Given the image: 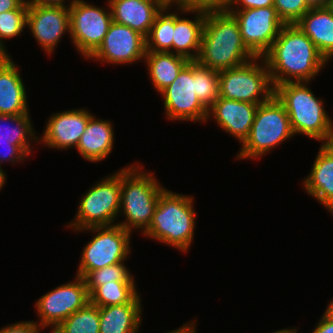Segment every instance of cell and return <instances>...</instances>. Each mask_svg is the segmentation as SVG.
<instances>
[{"label":"cell","mask_w":333,"mask_h":333,"mask_svg":"<svg viewBox=\"0 0 333 333\" xmlns=\"http://www.w3.org/2000/svg\"><path fill=\"white\" fill-rule=\"evenodd\" d=\"M114 134L110 121L97 119L93 115L81 135L76 150L84 159L99 163L111 154L114 147Z\"/></svg>","instance_id":"obj_22"},{"label":"cell","mask_w":333,"mask_h":333,"mask_svg":"<svg viewBox=\"0 0 333 333\" xmlns=\"http://www.w3.org/2000/svg\"><path fill=\"white\" fill-rule=\"evenodd\" d=\"M262 57L273 87L286 82H311L328 64L312 40L296 24H285Z\"/></svg>","instance_id":"obj_1"},{"label":"cell","mask_w":333,"mask_h":333,"mask_svg":"<svg viewBox=\"0 0 333 333\" xmlns=\"http://www.w3.org/2000/svg\"><path fill=\"white\" fill-rule=\"evenodd\" d=\"M75 276L74 280L52 289L35 302L39 321L34 322L40 328L51 327V330H54L66 318L90 302L84 278Z\"/></svg>","instance_id":"obj_11"},{"label":"cell","mask_w":333,"mask_h":333,"mask_svg":"<svg viewBox=\"0 0 333 333\" xmlns=\"http://www.w3.org/2000/svg\"><path fill=\"white\" fill-rule=\"evenodd\" d=\"M314 5L311 0H274L273 7L285 24H295Z\"/></svg>","instance_id":"obj_33"},{"label":"cell","mask_w":333,"mask_h":333,"mask_svg":"<svg viewBox=\"0 0 333 333\" xmlns=\"http://www.w3.org/2000/svg\"><path fill=\"white\" fill-rule=\"evenodd\" d=\"M274 0H231L227 10H244L250 8L269 7Z\"/></svg>","instance_id":"obj_37"},{"label":"cell","mask_w":333,"mask_h":333,"mask_svg":"<svg viewBox=\"0 0 333 333\" xmlns=\"http://www.w3.org/2000/svg\"><path fill=\"white\" fill-rule=\"evenodd\" d=\"M327 7L333 12V0H328L326 3Z\"/></svg>","instance_id":"obj_47"},{"label":"cell","mask_w":333,"mask_h":333,"mask_svg":"<svg viewBox=\"0 0 333 333\" xmlns=\"http://www.w3.org/2000/svg\"><path fill=\"white\" fill-rule=\"evenodd\" d=\"M295 24L312 40L327 62H330L333 58V12L327 5L312 6Z\"/></svg>","instance_id":"obj_21"},{"label":"cell","mask_w":333,"mask_h":333,"mask_svg":"<svg viewBox=\"0 0 333 333\" xmlns=\"http://www.w3.org/2000/svg\"><path fill=\"white\" fill-rule=\"evenodd\" d=\"M226 11L238 21L242 40L256 57H262L271 48L285 25L273 6Z\"/></svg>","instance_id":"obj_13"},{"label":"cell","mask_w":333,"mask_h":333,"mask_svg":"<svg viewBox=\"0 0 333 333\" xmlns=\"http://www.w3.org/2000/svg\"><path fill=\"white\" fill-rule=\"evenodd\" d=\"M7 176L5 171H3L2 167H0V190L5 186Z\"/></svg>","instance_id":"obj_44"},{"label":"cell","mask_w":333,"mask_h":333,"mask_svg":"<svg viewBox=\"0 0 333 333\" xmlns=\"http://www.w3.org/2000/svg\"><path fill=\"white\" fill-rule=\"evenodd\" d=\"M312 333H333V320L323 313Z\"/></svg>","instance_id":"obj_38"},{"label":"cell","mask_w":333,"mask_h":333,"mask_svg":"<svg viewBox=\"0 0 333 333\" xmlns=\"http://www.w3.org/2000/svg\"><path fill=\"white\" fill-rule=\"evenodd\" d=\"M327 144L333 149V133L329 137V140L327 141Z\"/></svg>","instance_id":"obj_48"},{"label":"cell","mask_w":333,"mask_h":333,"mask_svg":"<svg viewBox=\"0 0 333 333\" xmlns=\"http://www.w3.org/2000/svg\"><path fill=\"white\" fill-rule=\"evenodd\" d=\"M27 0H0V13L19 9Z\"/></svg>","instance_id":"obj_39"},{"label":"cell","mask_w":333,"mask_h":333,"mask_svg":"<svg viewBox=\"0 0 333 333\" xmlns=\"http://www.w3.org/2000/svg\"><path fill=\"white\" fill-rule=\"evenodd\" d=\"M168 4H176L179 0H164Z\"/></svg>","instance_id":"obj_49"},{"label":"cell","mask_w":333,"mask_h":333,"mask_svg":"<svg viewBox=\"0 0 333 333\" xmlns=\"http://www.w3.org/2000/svg\"><path fill=\"white\" fill-rule=\"evenodd\" d=\"M30 5H42V6H64L69 7L70 5H66L67 0H27Z\"/></svg>","instance_id":"obj_40"},{"label":"cell","mask_w":333,"mask_h":333,"mask_svg":"<svg viewBox=\"0 0 333 333\" xmlns=\"http://www.w3.org/2000/svg\"><path fill=\"white\" fill-rule=\"evenodd\" d=\"M259 104L219 97L209 108L207 119L213 117L223 131L242 144L249 135Z\"/></svg>","instance_id":"obj_17"},{"label":"cell","mask_w":333,"mask_h":333,"mask_svg":"<svg viewBox=\"0 0 333 333\" xmlns=\"http://www.w3.org/2000/svg\"><path fill=\"white\" fill-rule=\"evenodd\" d=\"M293 136L288 113L273 95L267 102L259 104L249 135L235 158L260 159Z\"/></svg>","instance_id":"obj_6"},{"label":"cell","mask_w":333,"mask_h":333,"mask_svg":"<svg viewBox=\"0 0 333 333\" xmlns=\"http://www.w3.org/2000/svg\"><path fill=\"white\" fill-rule=\"evenodd\" d=\"M27 159L28 155L19 146L14 145V141L0 138V167L2 162L14 164L21 163V161H26Z\"/></svg>","instance_id":"obj_35"},{"label":"cell","mask_w":333,"mask_h":333,"mask_svg":"<svg viewBox=\"0 0 333 333\" xmlns=\"http://www.w3.org/2000/svg\"><path fill=\"white\" fill-rule=\"evenodd\" d=\"M140 297L138 293L129 303L99 307V333H137L143 320Z\"/></svg>","instance_id":"obj_23"},{"label":"cell","mask_w":333,"mask_h":333,"mask_svg":"<svg viewBox=\"0 0 333 333\" xmlns=\"http://www.w3.org/2000/svg\"><path fill=\"white\" fill-rule=\"evenodd\" d=\"M297 328H295V326L290 329V328H284V333H297Z\"/></svg>","instance_id":"obj_45"},{"label":"cell","mask_w":333,"mask_h":333,"mask_svg":"<svg viewBox=\"0 0 333 333\" xmlns=\"http://www.w3.org/2000/svg\"><path fill=\"white\" fill-rule=\"evenodd\" d=\"M146 37L132 28L112 22L101 45L88 58L108 64H132L144 60Z\"/></svg>","instance_id":"obj_14"},{"label":"cell","mask_w":333,"mask_h":333,"mask_svg":"<svg viewBox=\"0 0 333 333\" xmlns=\"http://www.w3.org/2000/svg\"><path fill=\"white\" fill-rule=\"evenodd\" d=\"M91 188V189H90ZM83 194L74 220L67 228L79 231L89 227L117 224L121 200V169L100 179Z\"/></svg>","instance_id":"obj_7"},{"label":"cell","mask_w":333,"mask_h":333,"mask_svg":"<svg viewBox=\"0 0 333 333\" xmlns=\"http://www.w3.org/2000/svg\"><path fill=\"white\" fill-rule=\"evenodd\" d=\"M273 333H284V329L277 330V331H275Z\"/></svg>","instance_id":"obj_50"},{"label":"cell","mask_w":333,"mask_h":333,"mask_svg":"<svg viewBox=\"0 0 333 333\" xmlns=\"http://www.w3.org/2000/svg\"><path fill=\"white\" fill-rule=\"evenodd\" d=\"M138 292L135 281H111L99 285L90 294V303L98 307L126 304Z\"/></svg>","instance_id":"obj_28"},{"label":"cell","mask_w":333,"mask_h":333,"mask_svg":"<svg viewBox=\"0 0 333 333\" xmlns=\"http://www.w3.org/2000/svg\"><path fill=\"white\" fill-rule=\"evenodd\" d=\"M172 6L177 12L179 11L178 13L176 10L174 12L172 53L184 56L190 61H195L200 51L206 12L184 9L177 4H172ZM183 13L187 15L195 14L196 17H193V20L180 17L184 15Z\"/></svg>","instance_id":"obj_19"},{"label":"cell","mask_w":333,"mask_h":333,"mask_svg":"<svg viewBox=\"0 0 333 333\" xmlns=\"http://www.w3.org/2000/svg\"><path fill=\"white\" fill-rule=\"evenodd\" d=\"M315 5L326 4L328 0H311Z\"/></svg>","instance_id":"obj_46"},{"label":"cell","mask_w":333,"mask_h":333,"mask_svg":"<svg viewBox=\"0 0 333 333\" xmlns=\"http://www.w3.org/2000/svg\"><path fill=\"white\" fill-rule=\"evenodd\" d=\"M196 95L208 109L219 98V72L196 62Z\"/></svg>","instance_id":"obj_30"},{"label":"cell","mask_w":333,"mask_h":333,"mask_svg":"<svg viewBox=\"0 0 333 333\" xmlns=\"http://www.w3.org/2000/svg\"><path fill=\"white\" fill-rule=\"evenodd\" d=\"M231 0H179L176 4L188 10L204 12L226 11Z\"/></svg>","instance_id":"obj_34"},{"label":"cell","mask_w":333,"mask_h":333,"mask_svg":"<svg viewBox=\"0 0 333 333\" xmlns=\"http://www.w3.org/2000/svg\"><path fill=\"white\" fill-rule=\"evenodd\" d=\"M28 2L19 9L0 13V42L5 45L4 39L20 36L26 26ZM20 34V35H19Z\"/></svg>","instance_id":"obj_32"},{"label":"cell","mask_w":333,"mask_h":333,"mask_svg":"<svg viewBox=\"0 0 333 333\" xmlns=\"http://www.w3.org/2000/svg\"><path fill=\"white\" fill-rule=\"evenodd\" d=\"M40 328L34 321H20L0 328V333H40Z\"/></svg>","instance_id":"obj_36"},{"label":"cell","mask_w":333,"mask_h":333,"mask_svg":"<svg viewBox=\"0 0 333 333\" xmlns=\"http://www.w3.org/2000/svg\"><path fill=\"white\" fill-rule=\"evenodd\" d=\"M18 67L11 59L0 68V114L29 113L28 96Z\"/></svg>","instance_id":"obj_24"},{"label":"cell","mask_w":333,"mask_h":333,"mask_svg":"<svg viewBox=\"0 0 333 333\" xmlns=\"http://www.w3.org/2000/svg\"><path fill=\"white\" fill-rule=\"evenodd\" d=\"M196 61H190L178 77L160 95L166 119L172 121L206 122L208 109L196 95Z\"/></svg>","instance_id":"obj_12"},{"label":"cell","mask_w":333,"mask_h":333,"mask_svg":"<svg viewBox=\"0 0 333 333\" xmlns=\"http://www.w3.org/2000/svg\"><path fill=\"white\" fill-rule=\"evenodd\" d=\"M30 114L7 115L0 114V138L14 141L28 156L32 155L34 144H38ZM11 123V124H10Z\"/></svg>","instance_id":"obj_26"},{"label":"cell","mask_w":333,"mask_h":333,"mask_svg":"<svg viewBox=\"0 0 333 333\" xmlns=\"http://www.w3.org/2000/svg\"><path fill=\"white\" fill-rule=\"evenodd\" d=\"M171 8L172 4L167 3L155 17L146 37V51L172 52L174 12L169 11Z\"/></svg>","instance_id":"obj_27"},{"label":"cell","mask_w":333,"mask_h":333,"mask_svg":"<svg viewBox=\"0 0 333 333\" xmlns=\"http://www.w3.org/2000/svg\"><path fill=\"white\" fill-rule=\"evenodd\" d=\"M143 169L137 161L121 168L120 214L125 219L116 223L131 233L141 228L143 233L149 227L159 196L165 189L153 172Z\"/></svg>","instance_id":"obj_5"},{"label":"cell","mask_w":333,"mask_h":333,"mask_svg":"<svg viewBox=\"0 0 333 333\" xmlns=\"http://www.w3.org/2000/svg\"><path fill=\"white\" fill-rule=\"evenodd\" d=\"M256 56L242 40L239 23L227 11L206 12L200 51L195 60L220 72L241 66Z\"/></svg>","instance_id":"obj_2"},{"label":"cell","mask_w":333,"mask_h":333,"mask_svg":"<svg viewBox=\"0 0 333 333\" xmlns=\"http://www.w3.org/2000/svg\"><path fill=\"white\" fill-rule=\"evenodd\" d=\"M92 116L87 109L81 108L54 113L48 118L38 143L59 151L76 149Z\"/></svg>","instance_id":"obj_16"},{"label":"cell","mask_w":333,"mask_h":333,"mask_svg":"<svg viewBox=\"0 0 333 333\" xmlns=\"http://www.w3.org/2000/svg\"><path fill=\"white\" fill-rule=\"evenodd\" d=\"M125 261L90 271L85 277L89 295L99 286L113 281H135Z\"/></svg>","instance_id":"obj_31"},{"label":"cell","mask_w":333,"mask_h":333,"mask_svg":"<svg viewBox=\"0 0 333 333\" xmlns=\"http://www.w3.org/2000/svg\"><path fill=\"white\" fill-rule=\"evenodd\" d=\"M7 50L6 46L0 42V68L12 59V56L7 53Z\"/></svg>","instance_id":"obj_42"},{"label":"cell","mask_w":333,"mask_h":333,"mask_svg":"<svg viewBox=\"0 0 333 333\" xmlns=\"http://www.w3.org/2000/svg\"><path fill=\"white\" fill-rule=\"evenodd\" d=\"M144 62L148 67L149 79L160 94L178 77L190 60L172 52L146 51Z\"/></svg>","instance_id":"obj_25"},{"label":"cell","mask_w":333,"mask_h":333,"mask_svg":"<svg viewBox=\"0 0 333 333\" xmlns=\"http://www.w3.org/2000/svg\"><path fill=\"white\" fill-rule=\"evenodd\" d=\"M94 234L81 252L77 276L85 277L90 271L126 261L131 253V232L119 224L89 227L75 232Z\"/></svg>","instance_id":"obj_9"},{"label":"cell","mask_w":333,"mask_h":333,"mask_svg":"<svg viewBox=\"0 0 333 333\" xmlns=\"http://www.w3.org/2000/svg\"><path fill=\"white\" fill-rule=\"evenodd\" d=\"M331 299L332 300L329 301L328 307H326L324 313L333 320V298Z\"/></svg>","instance_id":"obj_43"},{"label":"cell","mask_w":333,"mask_h":333,"mask_svg":"<svg viewBox=\"0 0 333 333\" xmlns=\"http://www.w3.org/2000/svg\"><path fill=\"white\" fill-rule=\"evenodd\" d=\"M99 307L90 302L74 312L53 331L55 333H99Z\"/></svg>","instance_id":"obj_29"},{"label":"cell","mask_w":333,"mask_h":333,"mask_svg":"<svg viewBox=\"0 0 333 333\" xmlns=\"http://www.w3.org/2000/svg\"><path fill=\"white\" fill-rule=\"evenodd\" d=\"M309 172L303 188L333 214V149L327 143L321 144Z\"/></svg>","instance_id":"obj_20"},{"label":"cell","mask_w":333,"mask_h":333,"mask_svg":"<svg viewBox=\"0 0 333 333\" xmlns=\"http://www.w3.org/2000/svg\"><path fill=\"white\" fill-rule=\"evenodd\" d=\"M193 198L165 188L159 196L152 221L142 234L180 252H188L197 222Z\"/></svg>","instance_id":"obj_3"},{"label":"cell","mask_w":333,"mask_h":333,"mask_svg":"<svg viewBox=\"0 0 333 333\" xmlns=\"http://www.w3.org/2000/svg\"><path fill=\"white\" fill-rule=\"evenodd\" d=\"M26 26L42 50L52 55L62 36L70 34L69 7L28 4Z\"/></svg>","instance_id":"obj_15"},{"label":"cell","mask_w":333,"mask_h":333,"mask_svg":"<svg viewBox=\"0 0 333 333\" xmlns=\"http://www.w3.org/2000/svg\"><path fill=\"white\" fill-rule=\"evenodd\" d=\"M70 39L76 50L87 60L101 45L113 22L107 1L106 8L85 0H70Z\"/></svg>","instance_id":"obj_10"},{"label":"cell","mask_w":333,"mask_h":333,"mask_svg":"<svg viewBox=\"0 0 333 333\" xmlns=\"http://www.w3.org/2000/svg\"><path fill=\"white\" fill-rule=\"evenodd\" d=\"M190 322V323H189ZM183 324V326H180L179 328L175 330H171L167 333H196V321H189Z\"/></svg>","instance_id":"obj_41"},{"label":"cell","mask_w":333,"mask_h":333,"mask_svg":"<svg viewBox=\"0 0 333 333\" xmlns=\"http://www.w3.org/2000/svg\"><path fill=\"white\" fill-rule=\"evenodd\" d=\"M309 81L286 82L274 87V95L284 105L294 136L304 135L327 143L333 133V119L325 110L324 100L317 98Z\"/></svg>","instance_id":"obj_4"},{"label":"cell","mask_w":333,"mask_h":333,"mask_svg":"<svg viewBox=\"0 0 333 333\" xmlns=\"http://www.w3.org/2000/svg\"><path fill=\"white\" fill-rule=\"evenodd\" d=\"M113 22L126 25L147 37L164 0H108Z\"/></svg>","instance_id":"obj_18"},{"label":"cell","mask_w":333,"mask_h":333,"mask_svg":"<svg viewBox=\"0 0 333 333\" xmlns=\"http://www.w3.org/2000/svg\"><path fill=\"white\" fill-rule=\"evenodd\" d=\"M273 95L274 87L263 57L219 72V97L261 104Z\"/></svg>","instance_id":"obj_8"}]
</instances>
